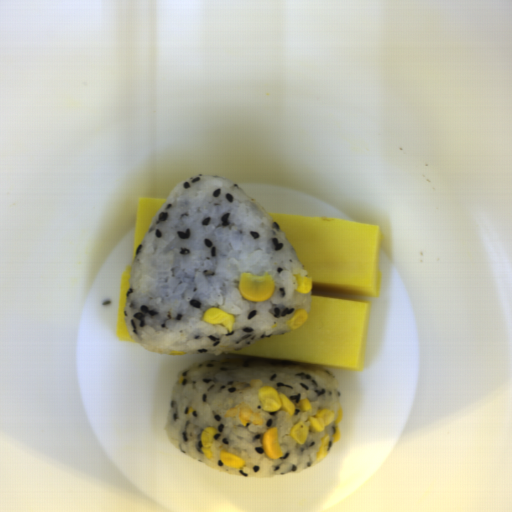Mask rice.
<instances>
[{
	"instance_id": "rice-1",
	"label": "rice",
	"mask_w": 512,
	"mask_h": 512,
	"mask_svg": "<svg viewBox=\"0 0 512 512\" xmlns=\"http://www.w3.org/2000/svg\"><path fill=\"white\" fill-rule=\"evenodd\" d=\"M270 273L272 297L247 301L241 273ZM279 225L232 180L197 175L180 181L156 212L132 261L123 319L127 332L153 353L227 354L250 342L287 334L313 289ZM310 278V277H309ZM234 315L233 332L202 321L209 308Z\"/></svg>"
},
{
	"instance_id": "rice-2",
	"label": "rice",
	"mask_w": 512,
	"mask_h": 512,
	"mask_svg": "<svg viewBox=\"0 0 512 512\" xmlns=\"http://www.w3.org/2000/svg\"><path fill=\"white\" fill-rule=\"evenodd\" d=\"M265 386L289 397L295 405V416L264 411L257 392ZM302 399L311 401V412L300 410L298 404ZM242 403L261 414L262 426L251 423L242 426L238 417H224L229 408ZM324 408L335 413L331 425L323 431L309 433L303 445L288 437L294 424L303 421L309 425L310 415ZM339 408L338 380L322 367L269 357L211 359L193 364L178 375L165 428L170 445L223 473L247 478L279 477L317 462L325 435H329L328 450L331 448ZM208 425L217 430L211 447L212 460L200 451V435ZM273 426H277L283 456L272 460L263 450L261 434ZM222 449L244 459V467L224 465L219 455Z\"/></svg>"
}]
</instances>
